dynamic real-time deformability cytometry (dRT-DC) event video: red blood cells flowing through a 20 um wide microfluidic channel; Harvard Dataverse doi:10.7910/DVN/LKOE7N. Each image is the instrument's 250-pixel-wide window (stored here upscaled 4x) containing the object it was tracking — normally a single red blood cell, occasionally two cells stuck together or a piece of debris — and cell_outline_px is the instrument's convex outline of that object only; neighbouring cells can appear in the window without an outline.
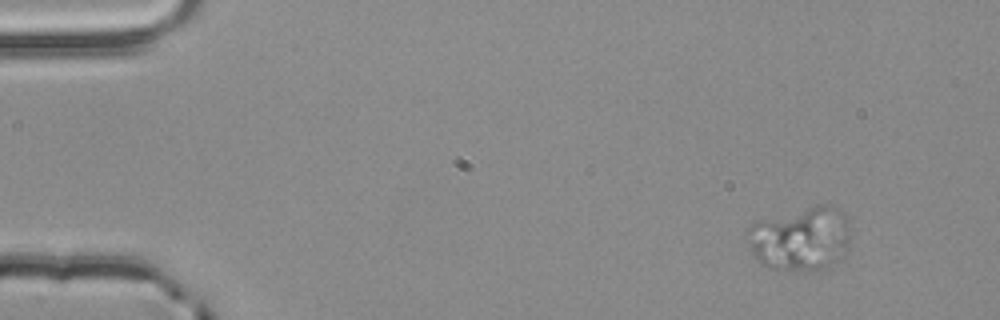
{"species": "common noctule bat (a hibernating species)", "species_latin": "Nyctalus noctula", "temperature_condition": "room temperature", "stored_images_in_passage": 50, "camera_frame_rate_fps": 3000, "um_per_image_px": 0.085, "animal": {"sex": "male", "body_mass_g": 20.4}, "frame": {"image": 1, "passage_image": 1, "time_ms": 0.0, "image_size_px": [1000, 320], "cell_outline_px": [[848, 248], [836, 260], [824, 268], [772, 268], [756, 260], [752, 256], [748, 232], [748, 224], [756, 220], [816, 204], [828, 204], [840, 208], [844, 212], [848, 224]], "centroid_in_image_um": [68.03, 20.2], "position_along_channel_um": 17.0, "area_um2": 37.97}}
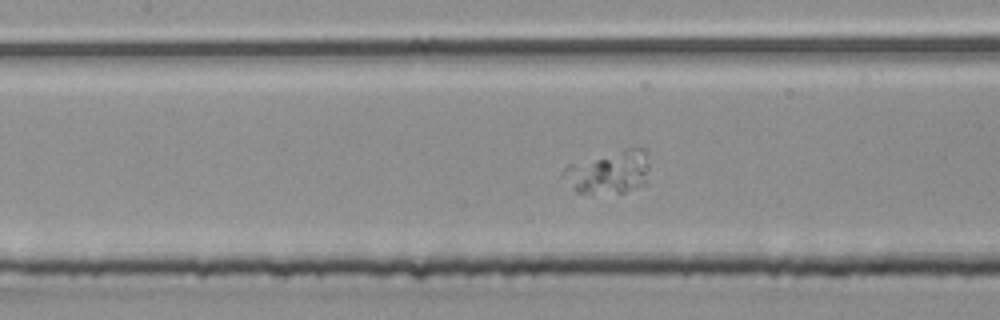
{"frame": {"image": 2, "passage_image": 21, "time_ms": 6.667, "image_size_px": [1000, 320], "cell_outline_px": [[648, 184], [624, 192], [576, 192], [564, 168], [568, 164], [624, 148], [644, 148], [648, 164]], "centroid_in_image_um": [51.87, 14.6], "position_along_channel_um": 155.5, "area_um2": 20.98}}
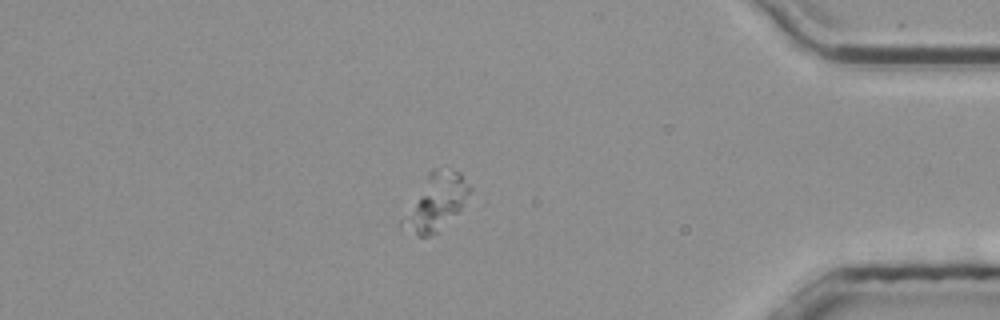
{"frame": {"image": 3, "passage_image": 43, "time_ms": 14.0, "image_size_px": [1000, 320], "cell_outline_px": [[472, 188], [460, 208], [436, 232], [428, 236], [420, 236], [416, 232], [416, 204], [428, 172], [432, 168], [436, 168], [460, 172]], "centroid_in_image_um": [37.38, 16.97], "position_along_channel_um": 397.8, "area_um2": 18.09}}